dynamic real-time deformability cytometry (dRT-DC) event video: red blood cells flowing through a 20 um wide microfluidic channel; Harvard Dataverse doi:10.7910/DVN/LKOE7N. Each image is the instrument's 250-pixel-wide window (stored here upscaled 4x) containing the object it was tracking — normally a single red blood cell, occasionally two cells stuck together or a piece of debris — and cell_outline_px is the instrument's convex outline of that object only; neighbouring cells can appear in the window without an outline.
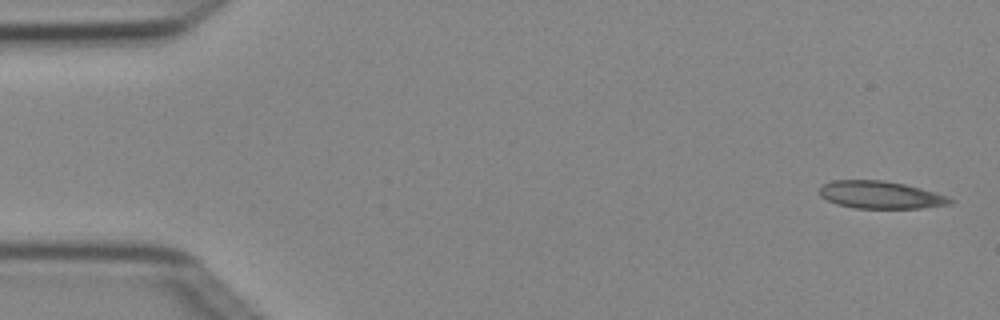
{"species": "Egyptian fruit bat (a non-hibernating species)", "species_latin": "Rousettus aegyptiacus", "temperature_condition": "cold", "stored_images_in_passage": 5, "camera_frame_rate_fps": 3000, "um_per_image_px": 0.085, "animal": {"sex": "female"}, "frame": {"image": 1, "passage_image": 1, "time_ms": 0.0, "image_size_px": [1000, 320], "cell_outline_px": [[956, 200], [952, 204], [920, 208], [856, 208], [836, 204], [820, 196], [820, 188], [824, 184], [832, 180], [884, 180], [904, 184], [920, 188], [948, 196]], "centroid_in_image_um": [74.87, 16.56], "position_along_channel_um": 10.1, "area_um2": 20.92}}
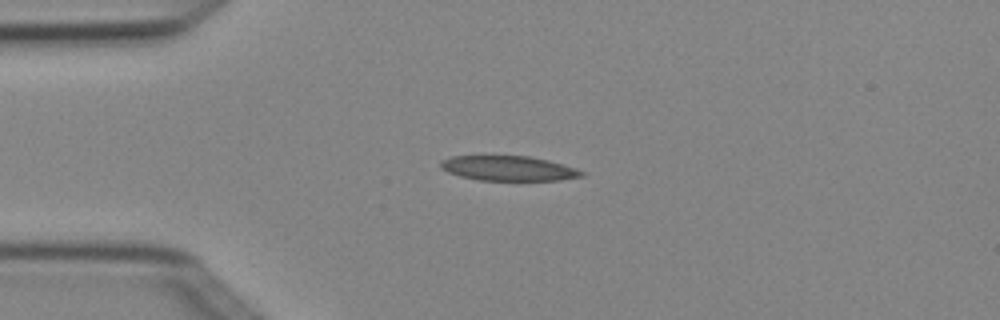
{"frame": {"image": 2, "passage_image": 4, "time_ms": 1.0, "image_size_px": [1000, 320], "cell_outline_px": [[584, 176], [560, 180], [480, 180], [460, 176], [448, 172], [440, 168], [440, 160], [452, 156], [528, 156], [548, 160], [576, 168], [584, 172]], "centroid_in_image_um": [43.2, 14.3], "position_along_channel_um": 41.8, "area_um2": 20.35}}
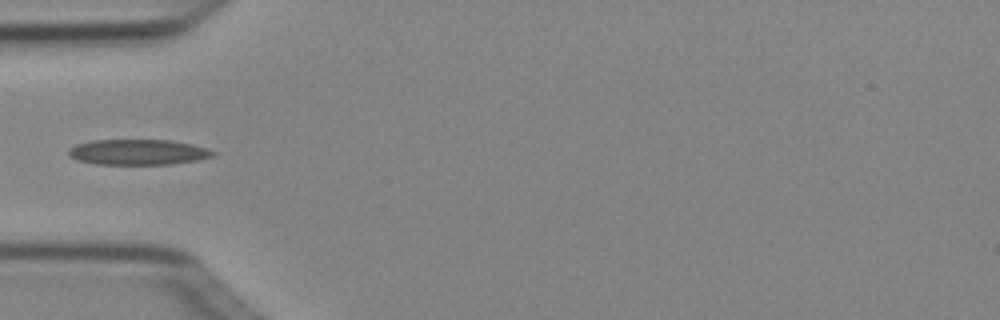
{"frame": {"image": 3, "passage_image": 5, "time_ms": 1.333, "image_size_px": [1000, 320], "cell_outline_px": [[216, 156], [196, 160], [172, 164], [96, 164], [76, 160], [68, 156], [68, 148], [76, 144], [92, 140], [172, 140], [192, 144], [208, 148], [216, 152]], "centroid_in_image_um": [11.73, 12.92], "position_along_channel_um": 73.3, "area_um2": 21.68}}